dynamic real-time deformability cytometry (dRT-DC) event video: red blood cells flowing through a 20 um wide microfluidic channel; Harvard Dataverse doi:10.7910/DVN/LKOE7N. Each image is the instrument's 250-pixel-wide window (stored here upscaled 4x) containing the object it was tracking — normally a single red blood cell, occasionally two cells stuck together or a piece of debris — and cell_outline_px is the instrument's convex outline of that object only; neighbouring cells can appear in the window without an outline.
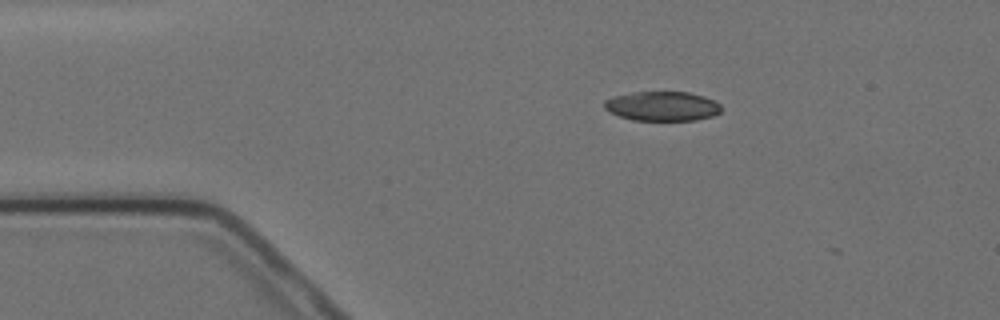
{"species": "Egyptian fruit bat (a non-hibernating species)", "species_latin": "Rousettus aegyptiacus", "temperature_condition": "cold", "stored_images_in_passage": 3, "camera_frame_rate_fps": 3000, "um_per_image_px": 0.085, "animal": {"sex": "female"}, "frame": {"image": 1, "passage_image": 1, "time_ms": 0.0, "image_size_px": [1000, 320], "cell_outline_px": [[720, 112], [712, 116], [696, 120], [632, 120], [620, 116], [604, 108], [604, 100], [616, 96], [632, 92], [688, 92], [704, 96], [716, 100], [720, 104]], "centroid_in_image_um": [56.32, 9.02], "position_along_channel_um": 28.7, "area_um2": 20.0}}